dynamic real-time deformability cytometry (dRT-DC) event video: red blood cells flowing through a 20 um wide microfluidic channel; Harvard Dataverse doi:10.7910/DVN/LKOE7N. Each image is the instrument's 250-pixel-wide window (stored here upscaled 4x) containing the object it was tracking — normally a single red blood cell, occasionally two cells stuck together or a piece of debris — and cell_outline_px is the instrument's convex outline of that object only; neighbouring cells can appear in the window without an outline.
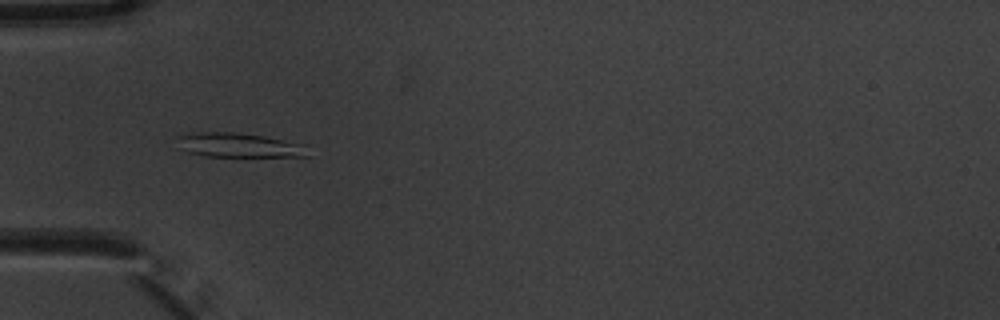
{"species": "common noctule bat (a hibernating species)", "species_latin": "Nyctalus noctula", "temperature_condition": "warm", "stored_images_in_passage": 5, "camera_frame_rate_fps": 3000, "um_per_image_px": 0.085, "animal": {"sex": "male", "body_mass_g": 20.1, "forearm_length_mm": 53.5}, "frame": {"image": 1, "passage_image": 5, "time_ms": 1.333, "image_size_px": [1000, 320], "cell_outline_px": [[308, 156], [204, 156], [188, 152], [176, 148], [176, 136], [192, 132], [236, 132], [264, 136], [304, 144]], "centroid_in_image_um": [20.18, 12.33], "position_along_channel_um": 64.8, "area_um2": 18.67}}